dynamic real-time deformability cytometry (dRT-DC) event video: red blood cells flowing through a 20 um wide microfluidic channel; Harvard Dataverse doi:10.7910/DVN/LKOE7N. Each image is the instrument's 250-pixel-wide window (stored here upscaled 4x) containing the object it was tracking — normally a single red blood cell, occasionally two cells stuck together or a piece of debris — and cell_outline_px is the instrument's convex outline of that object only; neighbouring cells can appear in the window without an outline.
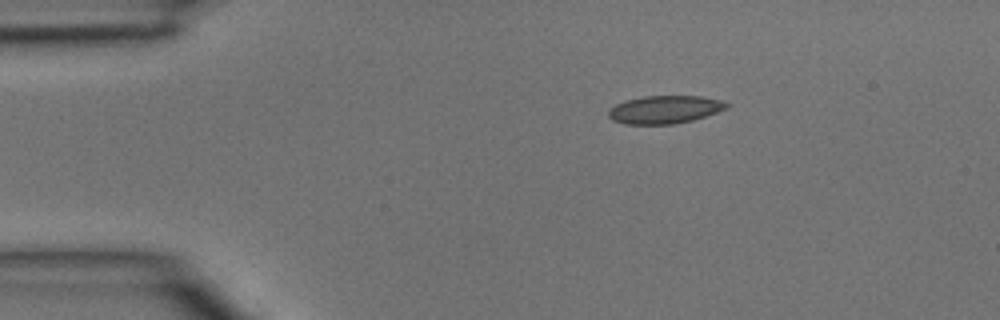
{"species": "common noctule bat (a hibernating species)", "species_latin": "Nyctalus noctula", "temperature_condition": "room temperature", "stored_images_in_passage": 3, "camera_frame_rate_fps": 3000, "um_per_image_px": 0.085, "animal": {"sex": "male", "body_mass_g": 15.6}, "frame": {"image": 1, "passage_image": 3, "time_ms": 0.667, "image_size_px": [1000, 320], "cell_outline_px": [[732, 104], [728, 108], [692, 120], [672, 124], [624, 124], [612, 120], [608, 116], [608, 112], [616, 104], [624, 100], [644, 96], [700, 96], [720, 100]], "centroid_in_image_um": [56.5, 9.31], "position_along_channel_um": 28.5, "area_um2": 19.19}}